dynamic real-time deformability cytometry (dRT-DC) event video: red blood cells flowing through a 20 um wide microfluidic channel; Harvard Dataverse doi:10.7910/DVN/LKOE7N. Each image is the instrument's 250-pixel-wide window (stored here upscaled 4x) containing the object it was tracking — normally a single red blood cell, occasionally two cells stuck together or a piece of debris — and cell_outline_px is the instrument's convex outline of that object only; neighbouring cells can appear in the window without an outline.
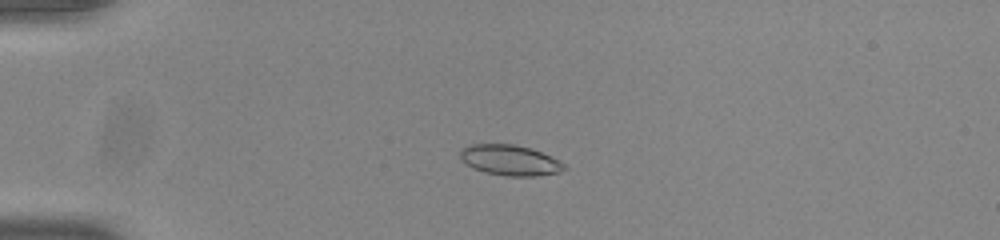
{"species": "common noctule bat (a hibernating species)", "species_latin": "Nyctalus noctula", "temperature_condition": "room temperature", "stored_images_in_passage": 55, "camera_frame_rate_fps": 3000, "um_per_image_px": 0.085, "animal": {"sex": "male", "body_mass_g": 20.0, "forearm_length_mm": 53.3}, "frame": {"image": 1, "passage_image": 15, "time_ms": 4.667, "image_size_px": [1000, 240], "cell_outline_px": [[568, 168], [560, 172], [536, 176], [504, 176], [484, 172], [472, 168], [464, 164], [460, 160], [460, 152], [468, 144], [512, 144], [528, 148], [540, 152], [560, 160]], "centroid_in_image_um": [43.32, 13.63], "position_along_channel_um": 41.7, "area_um2": 18.61}}
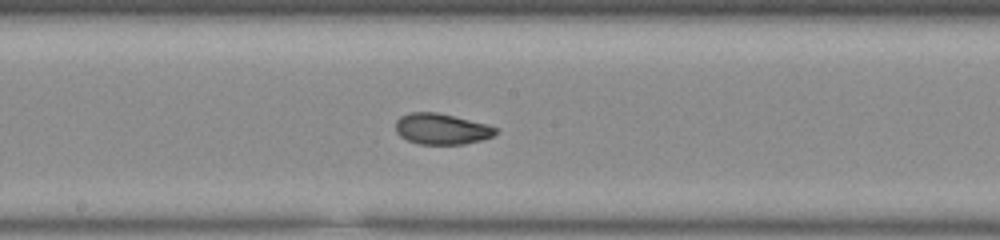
{"frame": {"image": 2, "passage_image": 31, "time_ms": 10.0, "image_size_px": [1000, 240], "cell_outline_px": [[496, 132], [492, 136], [480, 140], [464, 144], [420, 144], [408, 140], [400, 136], [396, 132], [396, 120], [400, 116], [408, 112], [436, 112], [488, 124], [496, 128]], "centroid_in_image_um": [37.5, 10.95], "position_along_channel_um": 210.7, "area_um2": 17.92}}
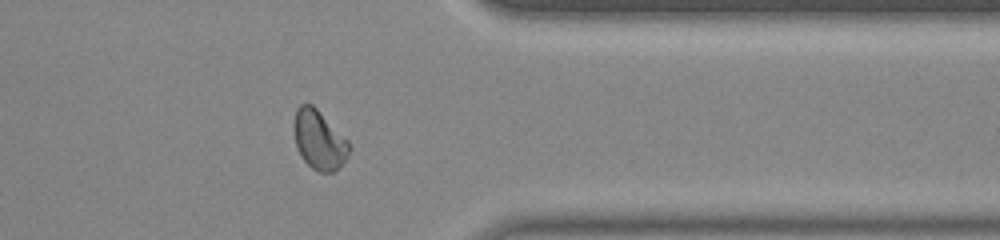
{"frame": {"image": 3, "passage_image": 45, "time_ms": 14.667, "image_size_px": [1000, 240], "cell_outline_px": [[352, 148], [344, 160], [332, 172], [320, 172], [312, 168], [304, 160], [296, 144], [292, 128], [292, 124], [296, 108], [300, 104], [312, 104], [348, 140]], "centroid_in_image_um": [27.1, 11.86], "position_along_channel_um": 384.3, "area_um2": 18.9}, "authors_computed_cell_mechanics": {"area_um2": 18.5538, "velocity_mm_per_s": 3.8818, "shape_relaxation_time_tau1_ms": 5.5852, "shape_relaxation_time_tau2_ms": 1.2595, "deformation_change_tau1": 0.1452, "deformation_change_tau2": 0.0512}}